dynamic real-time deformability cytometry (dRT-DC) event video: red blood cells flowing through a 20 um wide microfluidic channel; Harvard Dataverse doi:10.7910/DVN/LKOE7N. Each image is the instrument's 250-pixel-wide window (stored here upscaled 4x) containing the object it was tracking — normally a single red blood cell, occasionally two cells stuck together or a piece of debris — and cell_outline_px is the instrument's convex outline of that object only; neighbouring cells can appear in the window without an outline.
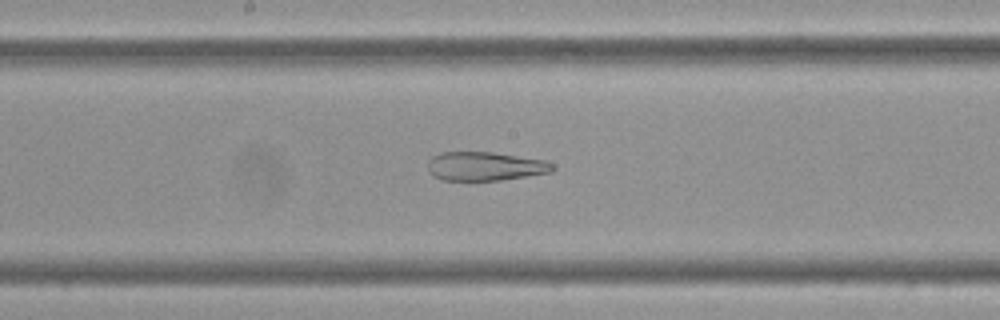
{"species": "Egyptian fruit bat (a non-hibernating species)", "species_latin": "Rousettus aegyptiacus", "temperature_condition": "cold", "stored_images_in_passage": 60, "camera_frame_rate_fps": 3000, "um_per_image_px": 0.085, "frame": {"image": 1, "passage_image": 32, "time_ms": 10.333, "image_size_px": [1000, 320], "cell_outline_px": [[556, 168], [552, 172], [500, 180], [444, 180], [428, 172], [428, 160], [432, 156], [440, 152], [492, 152], [544, 160], [552, 164]], "centroid_in_image_um": [41.22, 14.12], "position_along_channel_um": 207.0, "area_um2": 20.87}}
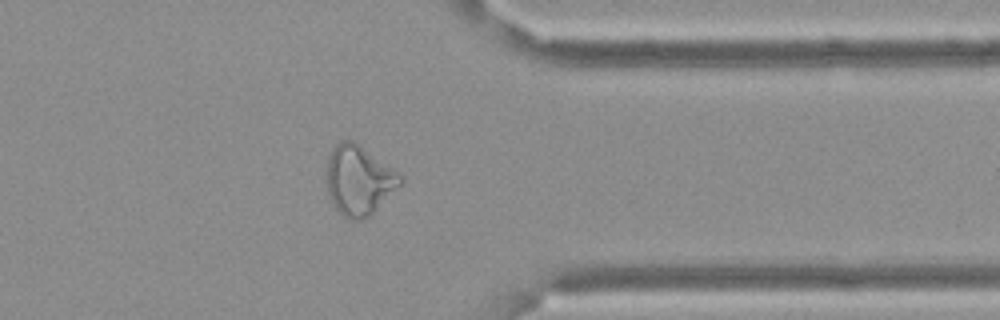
{"frame": {"image": 2, "passage_image": 48, "time_ms": 15.667, "image_size_px": [1000, 320], "cell_outline_px": [[404, 180], [368, 216], [360, 220], [348, 220], [340, 216], [332, 204], [328, 192], [328, 156], [332, 148], [340, 140], [352, 140], [360, 144], [400, 172], [404, 176]], "centroid_in_image_um": [30.5, 15.3], "position_along_channel_um": 380.9, "area_um2": 29.88}}
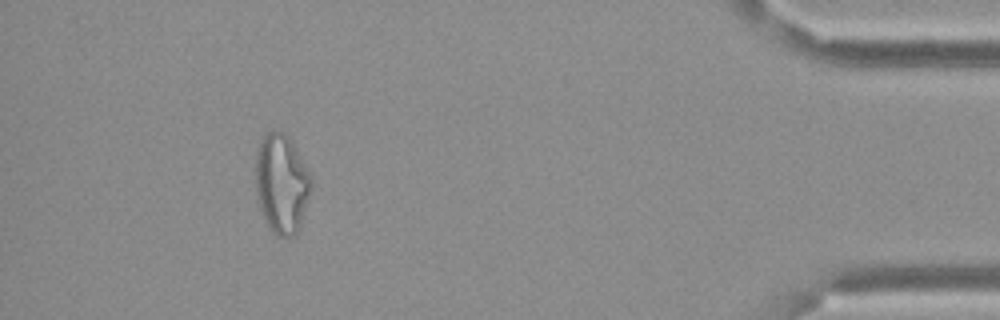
{"frame": {"image": 3, "passage_image": 55, "time_ms": 18.0, "image_size_px": [1000, 320], "cell_outline_px": [[312, 184], [300, 224], [296, 232], [292, 236], [276, 236], [272, 232], [264, 220], [256, 196], [256, 152], [260, 140], [272, 128], [284, 132], [288, 136], [308, 172]], "centroid_in_image_um": [23.89, 15.59], "position_along_channel_um": 411.3, "area_um2": 31.79}}